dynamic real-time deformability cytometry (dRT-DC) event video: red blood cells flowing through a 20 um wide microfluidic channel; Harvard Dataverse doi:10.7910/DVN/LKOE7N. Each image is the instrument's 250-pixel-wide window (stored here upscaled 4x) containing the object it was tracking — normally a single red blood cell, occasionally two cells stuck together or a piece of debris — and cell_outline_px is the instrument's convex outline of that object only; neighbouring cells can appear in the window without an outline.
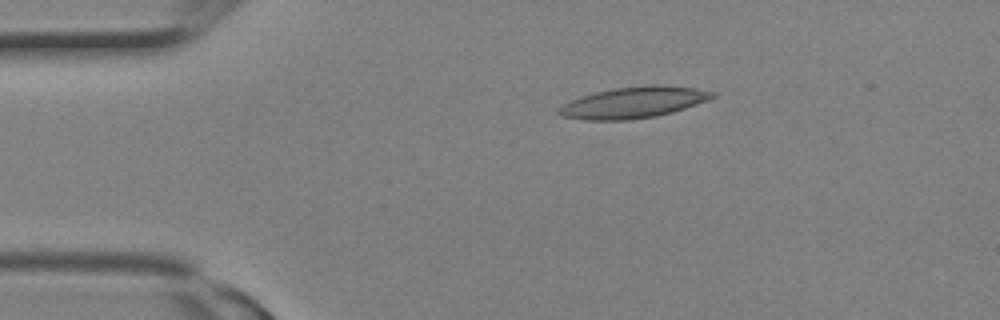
{"species": "Egyptian fruit bat (a non-hibernating species)", "species_latin": "Rousettus aegyptiacus", "temperature_condition": "room temperature", "stored_images_in_passage": 2, "camera_frame_rate_fps": 3000, "um_per_image_px": 0.085, "animal": {"sex": "female"}, "frame": {"image": 1, "passage_image": 2, "time_ms": 0.333, "image_size_px": [1000, 320], "cell_outline_px": [[716, 96], [708, 100], [672, 112], [656, 116], [628, 120], [584, 120], [560, 116], [556, 112], [564, 104], [580, 96], [612, 88], [652, 84], [660, 84], [696, 88], [716, 92]], "centroid_in_image_um": [53.86, 8.7], "position_along_channel_um": 31.1, "area_um2": 28.03}}